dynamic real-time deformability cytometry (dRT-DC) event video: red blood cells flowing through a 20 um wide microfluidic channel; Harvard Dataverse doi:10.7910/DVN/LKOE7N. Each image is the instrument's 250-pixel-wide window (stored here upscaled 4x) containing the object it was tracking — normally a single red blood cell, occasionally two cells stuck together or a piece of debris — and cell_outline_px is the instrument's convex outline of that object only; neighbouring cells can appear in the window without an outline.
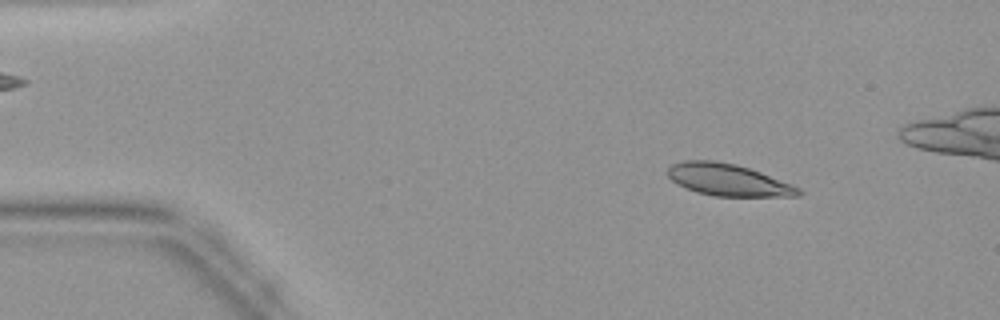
{"species": "common noctule bat (a hibernating species)", "species_latin": "Nyctalus noctula", "temperature_condition": "warm", "stored_images_in_passage": 44, "camera_frame_rate_fps": 3000, "um_per_image_px": 0.085, "animal": {"sex": "female", "body_mass_g": 19.9}, "frame": {"image": 1, "passage_image": 5, "time_ms": 1.333, "image_size_px": [1000, 320], "cell_outline_px": [[804, 192], [800, 196], [712, 196], [696, 192], [676, 184], [668, 176], [668, 168], [672, 164], [684, 160], [716, 160], [736, 164], [760, 172], [792, 184], [800, 188]], "centroid_in_image_um": [61.89, 15.29], "position_along_channel_um": 23.1, "area_um2": 24.45}}
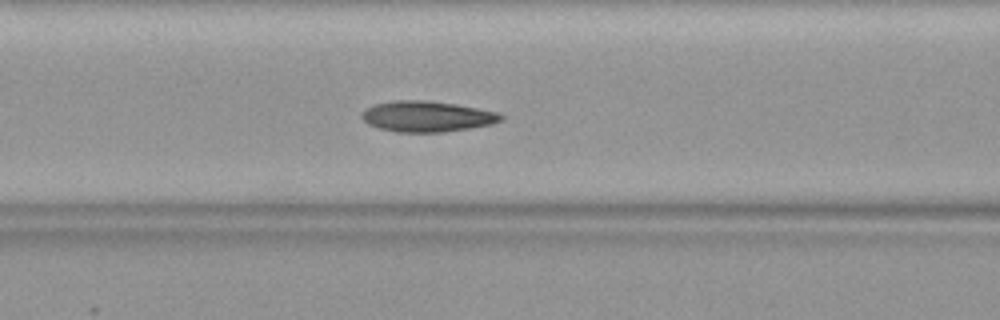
{"frame": {"image": 2, "passage_image": 17, "time_ms": 5.333, "image_size_px": [1000, 320], "cell_outline_px": [[504, 120], [492, 124], [444, 132], [400, 132], [380, 128], [368, 124], [360, 116], [360, 112], [364, 108], [376, 104], [392, 100], [428, 100], [456, 104], [496, 112], [504, 116]], "centroid_in_image_um": [36.27, 9.89], "position_along_channel_um": 130.3, "area_um2": 24.97}}
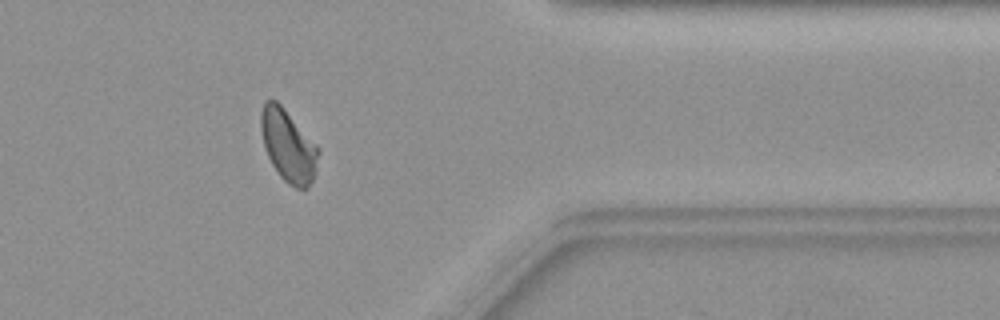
{"frame": {"image": 3, "passage_image": 35, "time_ms": 11.333, "image_size_px": [1000, 320], "cell_outline_px": [[320, 152], [312, 180], [308, 188], [296, 188], [288, 184], [280, 176], [272, 164], [268, 156], [264, 144], [260, 128], [260, 112], [264, 100], [276, 100], [284, 108], [320, 148]], "centroid_in_image_um": [24.49, 12.36], "position_along_channel_um": 386.9, "area_um2": 24.04}}